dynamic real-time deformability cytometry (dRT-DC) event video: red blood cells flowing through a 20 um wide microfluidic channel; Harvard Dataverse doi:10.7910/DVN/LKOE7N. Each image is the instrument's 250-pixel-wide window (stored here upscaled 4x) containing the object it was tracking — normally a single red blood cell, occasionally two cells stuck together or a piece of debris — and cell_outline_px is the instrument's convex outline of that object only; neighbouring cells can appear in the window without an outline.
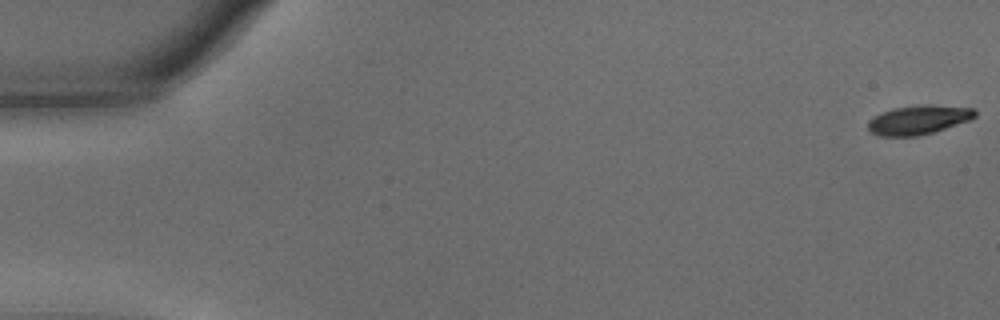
{"species": "common noctule bat (a hibernating species)", "species_latin": "Nyctalus noctula", "temperature_condition": "warm", "stored_images_in_passage": 25, "camera_frame_rate_fps": 3000, "um_per_image_px": 0.085, "animal": {"sex": "male", "body_mass_g": 15.6}, "frame": {"image": 1, "passage_image": 1, "time_ms": 0.0, "image_size_px": [1000, 320], "cell_outline_px": [[976, 116], [968, 120], [932, 132], [916, 136], [880, 136], [868, 132], [868, 120], [892, 108], [920, 104], [932, 104], [976, 108]], "centroid_in_image_um": [78.06, 10.17], "position_along_channel_um": 6.9, "area_um2": 18.15}}
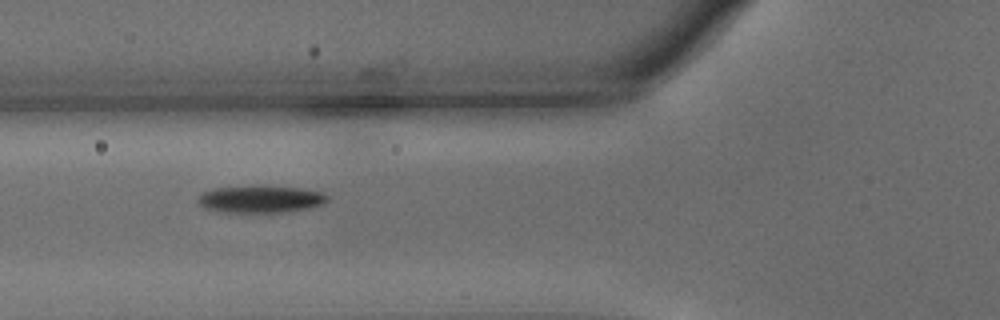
{"frame": {"image": 2, "passage_image": 22, "time_ms": 7.0, "image_size_px": [1000, 320], "cell_outline_px": [[328, 200], [324, 204], [308, 208], [284, 212], [212, 212], [204, 208], [196, 200], [196, 196], [212, 188], [252, 184], [260, 184], [300, 188], [320, 192], [328, 196]], "centroid_in_image_um": [22.07, 16.9], "position_along_channel_um": 103.7, "area_um2": 21.27}}
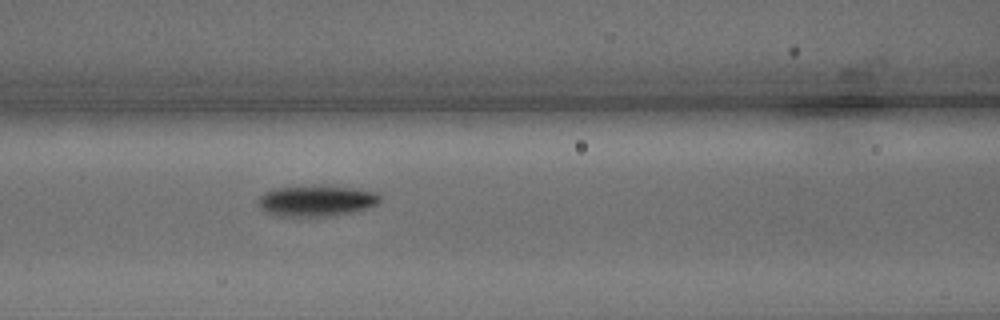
{"frame": {"image": 3, "passage_image": 25, "time_ms": 8.0, "image_size_px": [1000, 320], "cell_outline_px": [[380, 200], [376, 204], [368, 208], [352, 212], [332, 216], [284, 216], [264, 212], [256, 204], [256, 200], [264, 192], [272, 188], [360, 188], [376, 192], [380, 196]], "centroid_in_image_um": [26.86, 17.1], "position_along_channel_um": 139.7, "area_um2": 21.39}}